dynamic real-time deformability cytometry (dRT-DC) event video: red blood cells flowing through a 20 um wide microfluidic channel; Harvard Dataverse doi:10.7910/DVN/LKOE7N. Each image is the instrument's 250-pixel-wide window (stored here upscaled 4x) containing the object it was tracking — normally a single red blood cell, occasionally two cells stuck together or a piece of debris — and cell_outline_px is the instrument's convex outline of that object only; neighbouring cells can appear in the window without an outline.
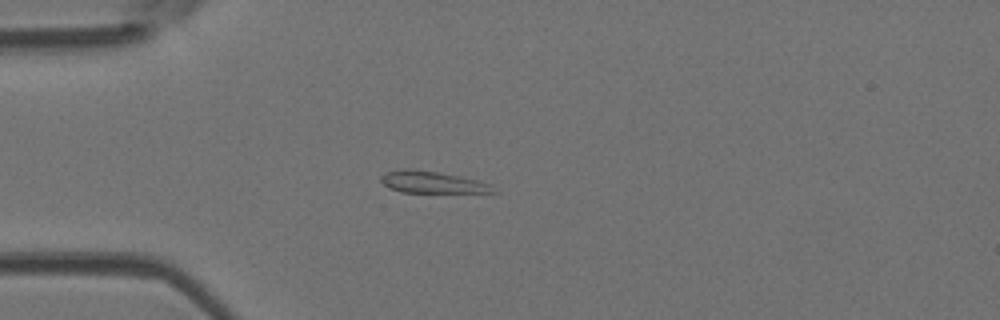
{"species": "Egyptian fruit bat (a non-hibernating species)", "species_latin": "Rousettus aegyptiacus", "temperature_condition": "room temperature", "stored_images_in_passage": 23, "camera_frame_rate_fps": 3000, "um_per_image_px": 0.085, "animal": {"sex": "female"}, "frame": {"image": 1, "passage_image": 3, "time_ms": 0.667, "image_size_px": [1000, 320], "cell_outline_px": [[496, 192], [400, 192], [388, 188], [380, 180], [380, 176], [384, 172], [404, 168], [408, 168], [436, 172], [460, 176], [480, 180], [492, 184]], "centroid_in_image_um": [36.7, 15.48], "position_along_channel_um": 48.3, "area_um2": 14.33}}
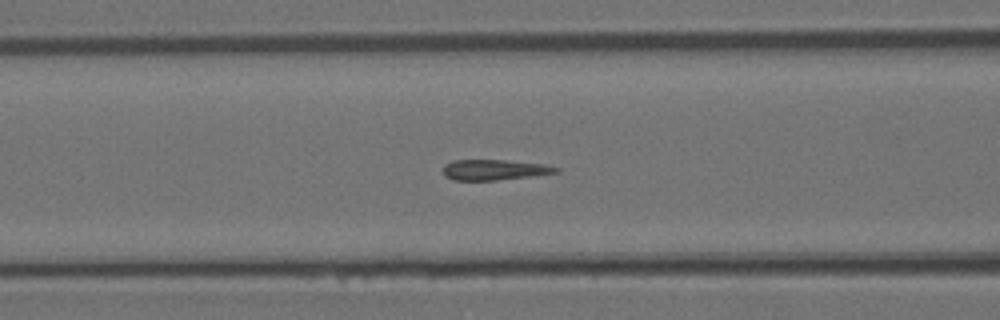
{"frame": {"image": 2, "passage_image": 10, "time_ms": 3.0, "image_size_px": [1000, 320], "cell_outline_px": [[560, 172], [496, 180], [452, 180], [444, 176], [444, 164], [452, 160], [504, 160], [544, 164], [560, 168]], "centroid_in_image_um": [41.99, 14.43], "position_along_channel_um": 124.6, "area_um2": 13.41}}
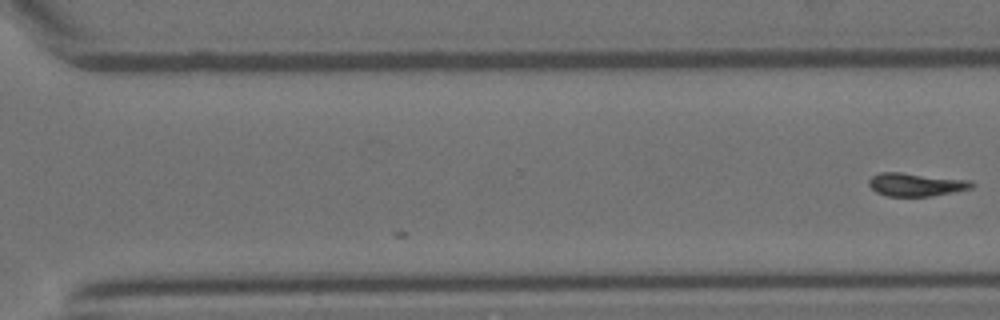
{"frame": {"image": 3, "passage_image": 23, "time_ms": 7.333, "image_size_px": [1000, 320], "cell_outline_px": [[976, 184], [972, 188], [932, 196], [884, 196], [876, 192], [868, 184], [868, 180], [872, 176], [880, 172], [900, 172], [968, 180]], "centroid_in_image_um": [77.82, 15.69], "position_along_channel_um": 292.8, "area_um2": 13.87}}